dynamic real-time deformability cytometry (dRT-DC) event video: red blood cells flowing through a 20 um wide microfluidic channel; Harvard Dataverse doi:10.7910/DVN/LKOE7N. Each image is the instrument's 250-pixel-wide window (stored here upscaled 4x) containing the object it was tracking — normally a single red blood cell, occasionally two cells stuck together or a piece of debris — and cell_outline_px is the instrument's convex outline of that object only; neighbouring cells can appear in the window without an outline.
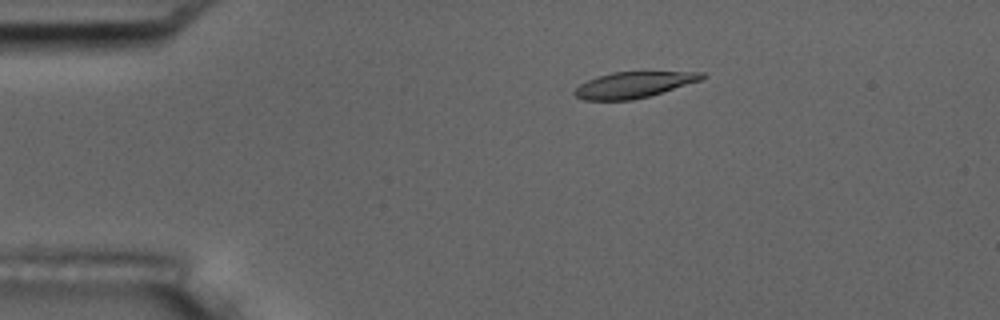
{"species": "common noctule bat (a hibernating species)", "species_latin": "Nyctalus noctula", "temperature_condition": "room temperature", "stored_images_in_passage": 9, "camera_frame_rate_fps": 3000, "um_per_image_px": 0.085, "animal": {"sex": "male", "body_mass_g": 17.5, "forearm_length_mm": 52.3}, "frame": {"image": 1, "passage_image": 3, "time_ms": 3.333, "image_size_px": [1000, 320], "cell_outline_px": [[708, 76], [700, 80], [648, 96], [632, 100], [584, 100], [576, 96], [572, 92], [580, 84], [588, 80], [612, 72], [704, 72]], "centroid_in_image_um": [53.84, 7.21], "position_along_channel_um": 31.2, "area_um2": 18.96}}
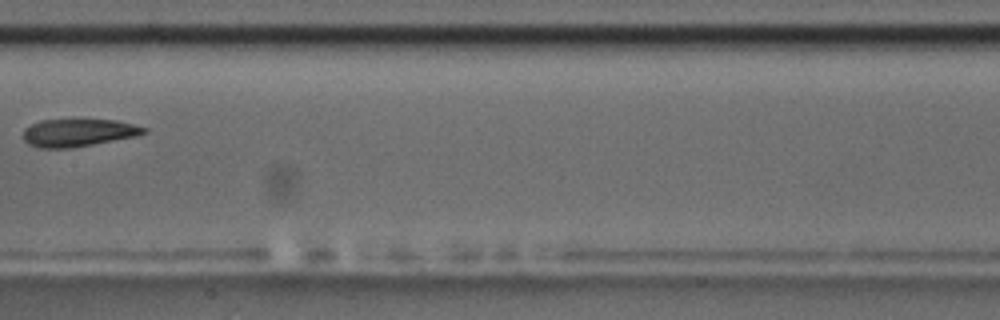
{"frame": {"image": 2, "passage_image": 8, "time_ms": 9.333, "image_size_px": [1000, 320], "cell_outline_px": [[148, 132], [136, 136], [92, 144], [68, 148], [40, 148], [28, 144], [24, 140], [24, 128], [40, 120], [116, 120], [148, 128]], "centroid_in_image_um": [6.65, 11.28], "position_along_channel_um": 200.8, "area_um2": 19.25}}